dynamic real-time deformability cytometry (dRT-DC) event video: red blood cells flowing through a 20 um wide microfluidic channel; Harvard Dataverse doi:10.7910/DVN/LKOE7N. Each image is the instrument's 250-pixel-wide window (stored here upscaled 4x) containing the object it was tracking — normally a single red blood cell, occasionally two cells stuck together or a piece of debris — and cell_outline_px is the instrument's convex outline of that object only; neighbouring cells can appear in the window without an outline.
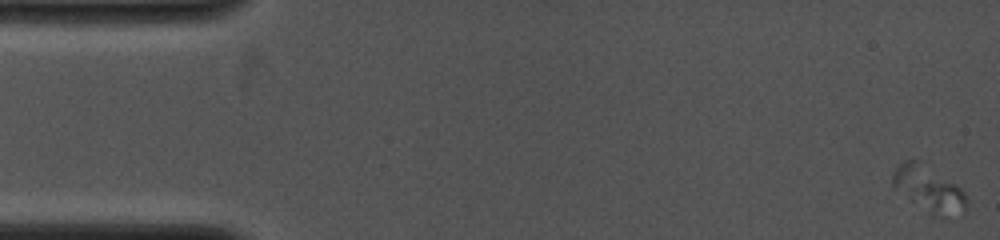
{"species": "common noctule bat (a hibernating species)", "species_latin": "Nyctalus noctula", "temperature_condition": "cold", "stored_images_in_passage": 48, "camera_frame_rate_fps": 4000, "um_per_image_px": 0.085, "animal": {"sex": "female", "body_mass_g": 19.0, "forearm_length_mm": 53.3}, "frame": {"image": 1, "passage_image": 1, "time_ms": 0.0, "image_size_px": [1000, 240], "cell_outline_px": [[968, 200], [964, 208], [936, 216], [932, 216], [908, 200], [892, 184], [892, 172], [904, 160], [920, 160], [956, 184], [964, 192]], "centroid_in_image_um": [78.87, 16.0], "position_along_channel_um": 6.1, "area_um2": 19.13}}